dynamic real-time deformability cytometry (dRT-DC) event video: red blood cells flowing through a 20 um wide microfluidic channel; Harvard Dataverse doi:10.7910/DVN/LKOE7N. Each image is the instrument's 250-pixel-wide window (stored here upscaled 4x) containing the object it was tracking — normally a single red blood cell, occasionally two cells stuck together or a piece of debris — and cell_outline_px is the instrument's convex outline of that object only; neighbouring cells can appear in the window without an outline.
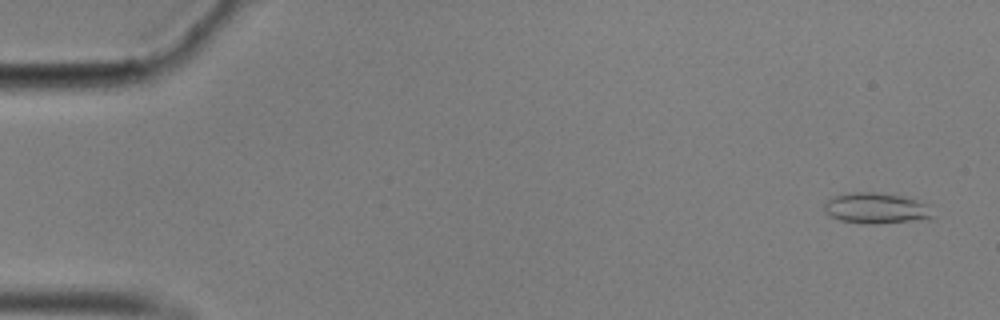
{"species": "common noctule bat (a hibernating species)", "species_latin": "Nyctalus noctula", "temperature_condition": "cold", "stored_images_in_passage": 58, "camera_frame_rate_fps": 3000, "um_per_image_px": 0.085, "animal": {"sex": "male", "body_mass_g": 17.9}, "frame": {"image": 1, "passage_image": 3, "time_ms": 0.667, "image_size_px": [1000, 320], "cell_outline_px": [[936, 216], [932, 220], [876, 224], [868, 224], [840, 220], [824, 212], [824, 204], [832, 196], [852, 192], [872, 192], [900, 196], [932, 204]], "centroid_in_image_um": [74.6, 17.72], "position_along_channel_um": 10.4, "area_um2": 20.06}}
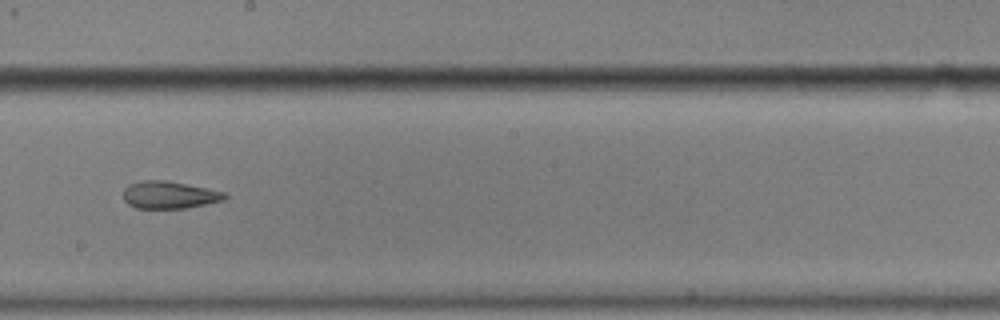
{"frame": {"image": 2, "passage_image": 33, "time_ms": 10.667, "image_size_px": [1000, 320], "cell_outline_px": [[228, 196], [224, 200], [184, 208], [136, 208], [128, 204], [124, 200], [124, 188], [128, 184], [144, 180], [164, 180], [228, 192]], "centroid_in_image_um": [14.4, 16.56], "position_along_channel_um": 233.8, "area_um2": 16.13}}
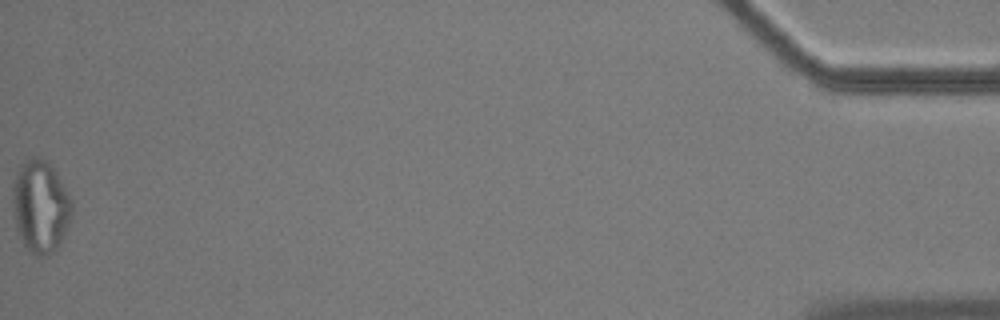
{"frame": {"image": 3, "passage_image": 58, "time_ms": 19.0, "image_size_px": [1000, 320], "cell_outline_px": [[72, 212], [64, 236], [60, 244], [48, 256], [36, 256], [24, 248], [20, 240], [16, 224], [12, 204], [12, 184], [16, 172], [32, 156], [40, 156], [48, 160], [52, 164], [72, 200]], "centroid_in_image_um": [3.43, 17.55], "position_along_channel_um": 431.8, "area_um2": 32.31}, "authors_computed_cell_mechanics": {"area_um2": 18.1492, "velocity_mm_per_s": 3.5137, "shape_relaxation_time_tau1_ms": null, "shape_relaxation_time_tau2_ms": 2.4531, "deformation_change_tau1": null, "deformation_change_tau2": 0.0919}}